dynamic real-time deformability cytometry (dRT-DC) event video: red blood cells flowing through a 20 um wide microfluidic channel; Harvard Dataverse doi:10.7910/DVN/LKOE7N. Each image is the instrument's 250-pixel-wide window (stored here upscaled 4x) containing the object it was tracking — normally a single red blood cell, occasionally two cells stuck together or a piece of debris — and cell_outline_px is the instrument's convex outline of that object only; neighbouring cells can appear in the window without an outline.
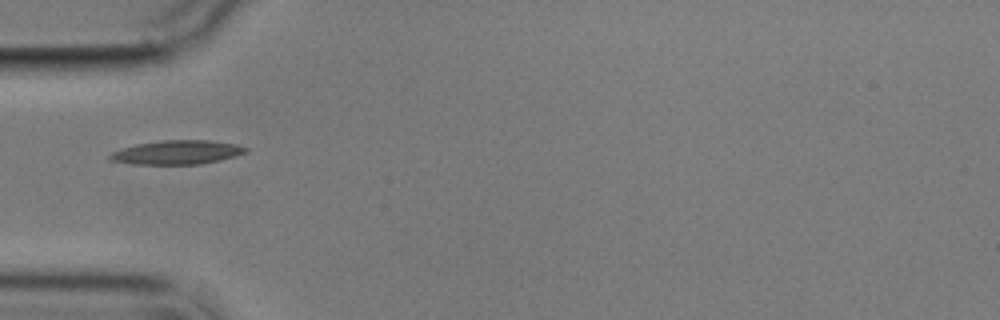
{"species": "common noctule bat (a hibernating species)", "species_latin": "Nyctalus noctula", "temperature_condition": "cold", "stored_images_in_passage": 7, "camera_frame_rate_fps": 3000, "um_per_image_px": 0.085, "animal": {"sex": "male", "body_mass_g": 17.9}, "frame": {"image": 1, "passage_image": 3, "time_ms": 2.333, "image_size_px": [1000, 320], "cell_outline_px": [[248, 152], [236, 156], [200, 164], [132, 164], [108, 160], [108, 156], [112, 152], [136, 144], [160, 140], [208, 140], [236, 144], [248, 148]], "centroid_in_image_um": [15.05, 12.95], "position_along_channel_um": 70.0, "area_um2": 18.96}}
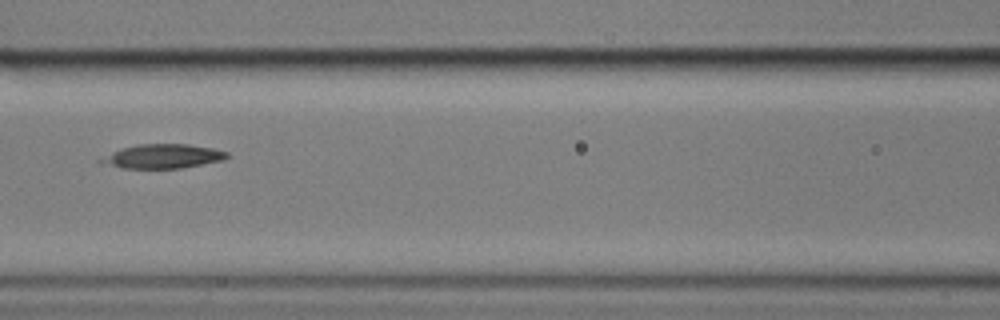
{"frame": {"image": 2, "passage_image": 5, "time_ms": 4.667, "image_size_px": [1000, 320], "cell_outline_px": [[228, 156], [224, 160], [180, 168], [124, 168], [96, 160], [112, 152], [136, 144], [188, 144], [212, 148], [228, 152]], "centroid_in_image_um": [13.88, 13.27], "position_along_channel_um": 152.7, "area_um2": 17.4}}
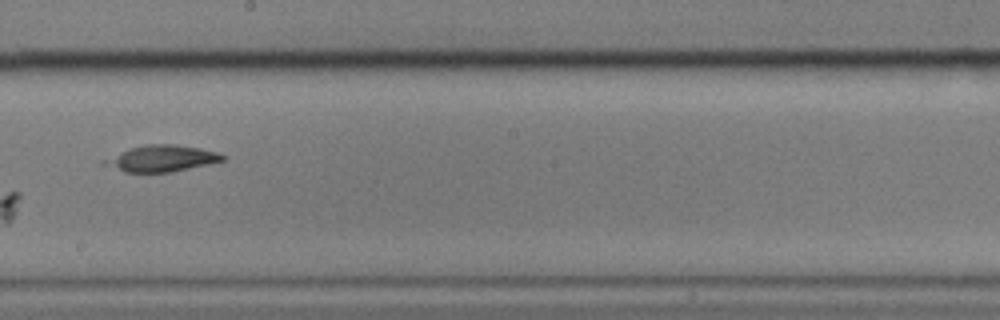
{"frame": {"image": 3, "passage_image": 7, "time_ms": 7.0, "image_size_px": [1000, 320], "cell_outline_px": [[228, 156], [224, 160], [208, 164], [172, 172], [124, 172], [112, 164], [112, 160], [120, 152], [128, 148], [144, 144], [172, 144], [200, 148], [216, 152]], "centroid_in_image_um": [13.94, 13.45], "position_along_channel_um": 234.3, "area_um2": 17.28}}